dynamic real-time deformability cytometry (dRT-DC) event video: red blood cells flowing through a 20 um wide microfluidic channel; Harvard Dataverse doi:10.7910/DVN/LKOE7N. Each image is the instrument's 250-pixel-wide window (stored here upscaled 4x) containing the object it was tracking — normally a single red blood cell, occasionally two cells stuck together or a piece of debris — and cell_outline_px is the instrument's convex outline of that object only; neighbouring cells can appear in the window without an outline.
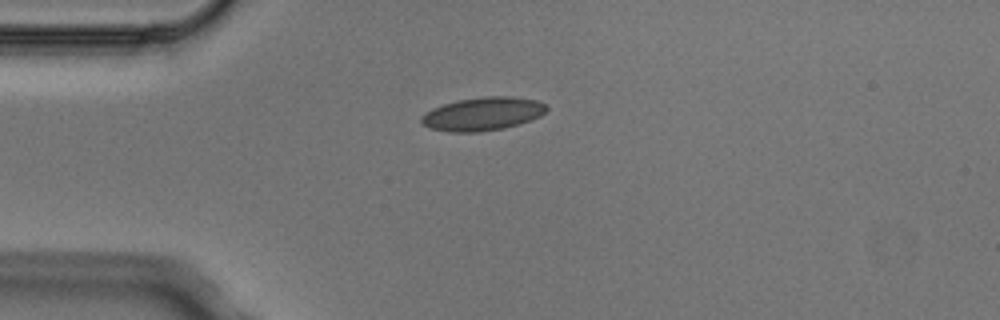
{"species": "Egyptian fruit bat (a non-hibernating species)", "species_latin": "Rousettus aegyptiacus", "temperature_condition": "cold", "stored_images_in_passage": 3, "camera_frame_rate_fps": 3000, "um_per_image_px": 0.085, "animal": {"sex": "male"}, "frame": {"image": 1, "passage_image": 3, "time_ms": 0.667, "image_size_px": [1000, 320], "cell_outline_px": [[548, 108], [540, 116], [520, 124], [504, 128], [480, 132], [448, 132], [428, 128], [420, 120], [420, 116], [424, 112], [432, 108], [456, 100], [484, 96], [512, 96], [536, 100], [544, 104]], "centroid_in_image_um": [40.99, 9.68], "position_along_channel_um": 44.0, "area_um2": 24.51}}